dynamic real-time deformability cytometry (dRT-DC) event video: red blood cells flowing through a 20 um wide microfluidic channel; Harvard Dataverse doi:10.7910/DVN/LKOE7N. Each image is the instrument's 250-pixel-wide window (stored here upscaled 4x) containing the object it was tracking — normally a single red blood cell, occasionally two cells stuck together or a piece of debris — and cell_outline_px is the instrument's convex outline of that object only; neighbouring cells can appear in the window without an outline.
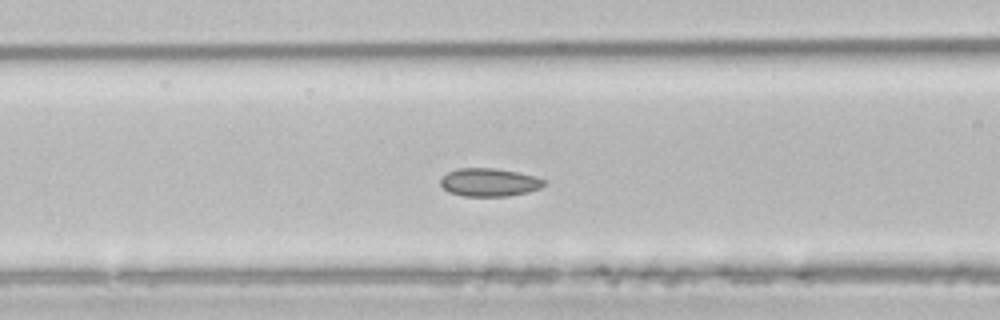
{"species": "common noctule bat (a hibernating species)", "species_latin": "Nyctalus noctula", "temperature_condition": "room temperature", "stored_images_in_passage": 3, "camera_frame_rate_fps": 3000, "um_per_image_px": 0.085, "animal": {"sex": "male", "body_mass_g": 21.5, "forearm_length_mm": 52.0}, "frame": {"image": 1, "passage_image": 3, "time_ms": 4.333, "image_size_px": [1000, 320], "cell_outline_px": [[548, 184], [540, 188], [528, 192], [508, 196], [464, 196], [448, 192], [440, 184], [440, 180], [448, 172], [460, 168], [496, 168], [536, 176], [548, 180]], "centroid_in_image_um": [41.64, 15.5], "position_along_channel_um": 125.0, "area_um2": 17.11}}